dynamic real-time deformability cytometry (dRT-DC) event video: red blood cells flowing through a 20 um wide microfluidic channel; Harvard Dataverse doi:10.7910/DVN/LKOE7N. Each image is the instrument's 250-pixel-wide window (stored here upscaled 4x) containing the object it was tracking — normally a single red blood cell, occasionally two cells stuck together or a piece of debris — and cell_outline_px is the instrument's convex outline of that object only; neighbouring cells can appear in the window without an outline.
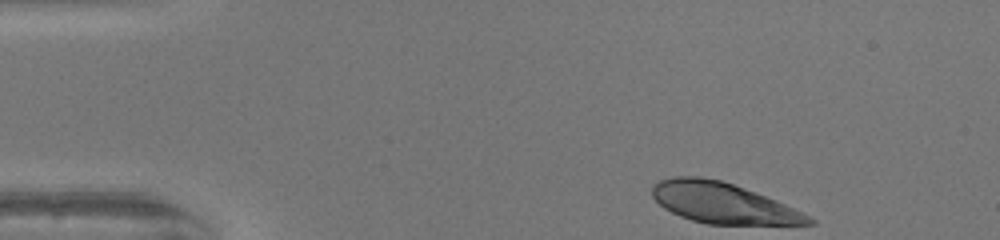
{"species": "human", "species_latin": "Homo sapiens", "temperature_condition": "warm", "stored_images_in_passage": 45, "camera_frame_rate_fps": 3000, "um_per_image_px": 0.085, "donor": {"sex": "female"}, "frame": {"image": 1, "passage_image": 1, "time_ms": 0.0, "image_size_px": [1000, 240], "cell_outline_px": [[816, 224], [708, 224], [692, 220], [680, 216], [664, 208], [652, 196], [652, 184], [660, 180], [672, 176], [696, 176], [720, 180], [732, 184], [776, 200], [816, 220]], "centroid_in_image_um": [61.39, 17.25], "position_along_channel_um": 23.6, "area_um2": 36.53}}
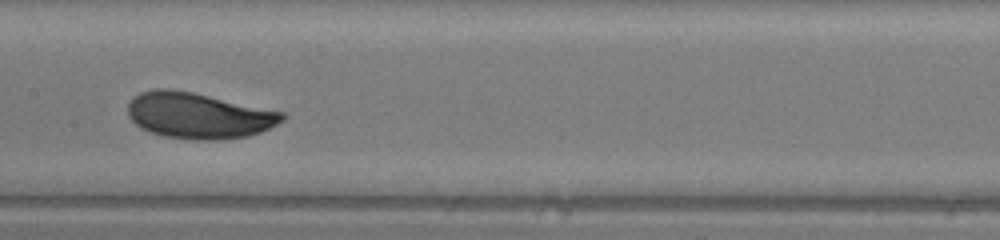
{"frame": {"image": 2, "passage_image": 20, "time_ms": 6.333, "image_size_px": [1000, 240], "cell_outline_px": [[288, 116], [284, 120], [260, 132], [248, 136], [216, 140], [192, 140], [164, 136], [140, 128], [128, 116], [128, 104], [140, 92], [156, 88], [172, 88], [192, 92], [284, 112]], "centroid_in_image_um": [16.88, 9.82], "position_along_channel_um": 190.5, "area_um2": 41.27}}
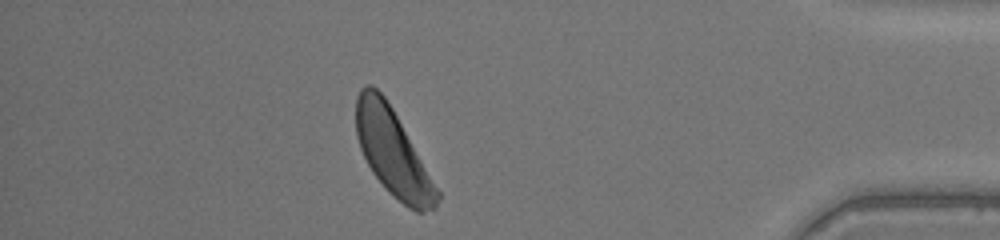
{"frame": {"image": 3, "passage_image": 39, "time_ms": 12.667, "image_size_px": [1000, 240], "cell_outline_px": [[440, 200], [436, 208], [424, 212], [416, 212], [408, 208], [372, 172], [360, 148], [356, 136], [356, 96], [360, 88], [368, 84], [372, 84], [384, 96], [392, 108], [440, 192]], "centroid_in_image_um": [33.38, 12.94], "position_along_channel_um": 401.8, "area_um2": 40.11}, "authors_computed_cell_mechanics": {"area_um2": 40.4022, "velocity_mm_per_s": 4.0237, "shape_relaxation_time_tau1_ms": 3.3639, "shape_relaxation_time_tau2_ms": null, "deformation_change_tau1": 0.1598, "deformation_change_tau2": null}}